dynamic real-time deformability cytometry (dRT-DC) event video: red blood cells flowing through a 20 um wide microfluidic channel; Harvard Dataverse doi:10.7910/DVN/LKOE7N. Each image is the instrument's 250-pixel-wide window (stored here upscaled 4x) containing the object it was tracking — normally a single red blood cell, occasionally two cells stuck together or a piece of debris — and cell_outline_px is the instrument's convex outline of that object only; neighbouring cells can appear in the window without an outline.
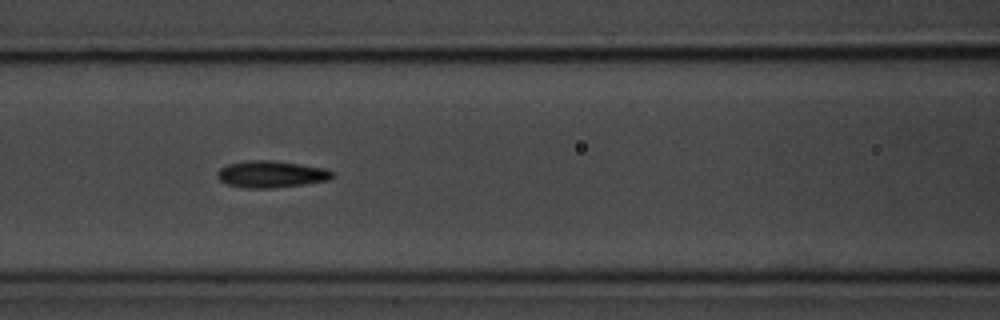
{"species": "common noctule bat (a hibernating species)", "species_latin": "Nyctalus noctula", "temperature_condition": "room temperature", "stored_images_in_passage": 11, "camera_frame_rate_fps": 3000, "um_per_image_px": 0.085, "animal": {"sex": "male", "body_mass_g": 20.1, "forearm_length_mm": 53.5}, "frame": {"image": 1, "passage_image": 4, "time_ms": 3.333, "image_size_px": [1000, 320], "cell_outline_px": [[332, 176], [328, 180], [304, 184], [268, 188], [244, 188], [228, 184], [220, 180], [216, 176], [216, 172], [220, 168], [228, 164], [244, 160], [272, 160], [328, 168], [332, 172]], "centroid_in_image_um": [23.02, 14.79], "position_along_channel_um": 143.6, "area_um2": 17.98}}
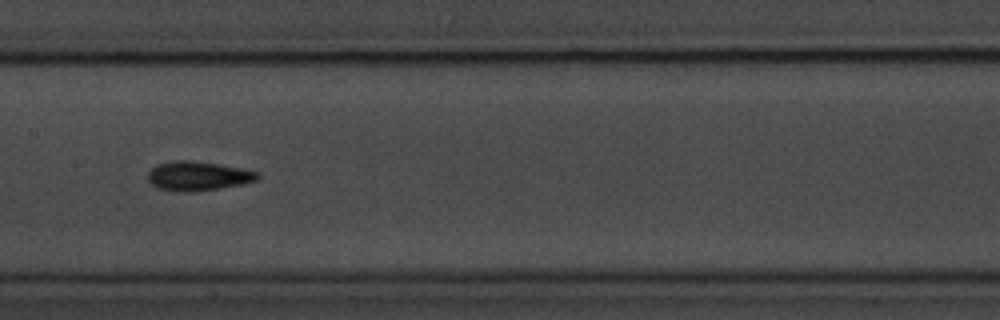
{"frame": {"image": 2, "passage_image": 5, "time_ms": 4.667, "image_size_px": [1000, 320], "cell_outline_px": [[260, 176], [256, 180], [240, 184], [216, 188], [188, 192], [176, 192], [156, 188], [148, 180], [148, 172], [156, 164], [176, 160], [188, 160], [216, 164], [240, 168], [260, 172]], "centroid_in_image_um": [16.77, 14.96], "position_along_channel_um": 190.6, "area_um2": 18.5}, "authors_computed_cell_mechanics": {"area_um2": 17.34, "velocity_mm_per_s": 3.5205, "shape_relaxation_time_tau1_ms": 1.4759, "shape_relaxation_time_tau2_ms": 4.6083, "deformation_change_tau1": 0.0873, "deformation_change_tau2": 0.0921}}